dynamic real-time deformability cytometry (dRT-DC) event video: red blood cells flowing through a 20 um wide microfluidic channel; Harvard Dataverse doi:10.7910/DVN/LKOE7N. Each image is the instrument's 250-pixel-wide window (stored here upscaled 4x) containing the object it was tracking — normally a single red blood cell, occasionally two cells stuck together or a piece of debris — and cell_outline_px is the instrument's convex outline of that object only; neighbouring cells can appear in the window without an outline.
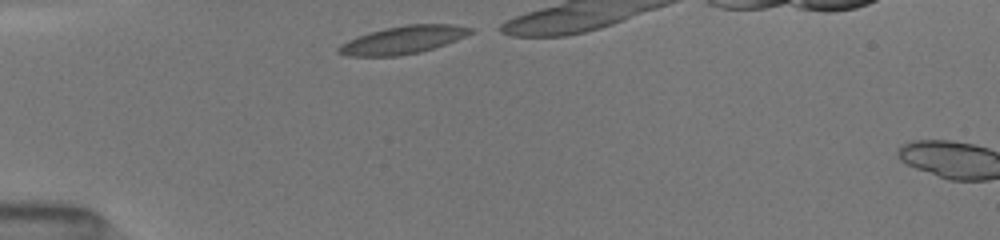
{"species": "common noctule bat (a hibernating species)", "species_latin": "Nyctalus noctula", "temperature_condition": "room temperature", "stored_images_in_passage": 3, "camera_frame_rate_fps": 3000, "um_per_image_px": 0.085, "animal": {"sex": "female", "body_mass_g": 19.5, "forearm_length_mm": 54.1}, "frame": {"image": 1, "passage_image": 1, "time_ms": 0.0, "image_size_px": [1000, 240], "cell_outline_px": [[472, 32], [464, 36], [444, 44], [420, 52], [400, 56], [348, 56], [336, 52], [336, 48], [340, 44], [348, 40], [368, 32], [384, 28], [408, 24], [452, 24], [472, 28]], "centroid_in_image_um": [34.18, 3.39], "position_along_channel_um": 50.8, "area_um2": 21.27}}